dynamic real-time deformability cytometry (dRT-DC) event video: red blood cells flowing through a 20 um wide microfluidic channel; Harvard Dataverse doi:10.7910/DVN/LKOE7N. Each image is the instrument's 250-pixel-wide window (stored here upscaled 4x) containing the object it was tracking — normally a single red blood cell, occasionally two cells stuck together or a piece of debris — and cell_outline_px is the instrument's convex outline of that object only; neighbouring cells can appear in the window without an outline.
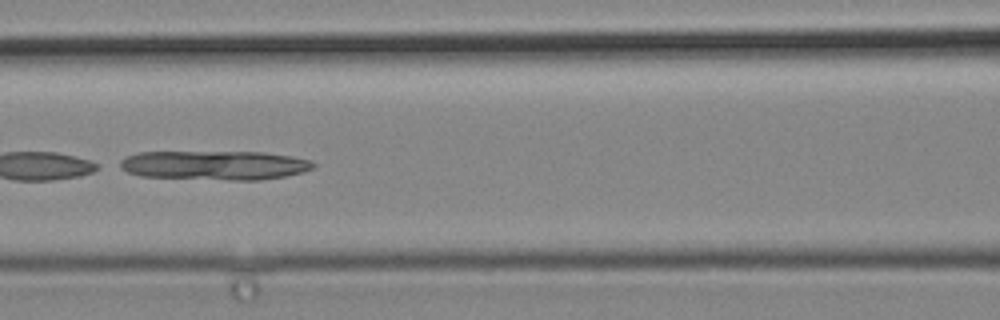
{"species": "common noctule bat (a hibernating species)", "species_latin": "Nyctalus noctula", "temperature_condition": "cold", "stored_images_in_passage": 5, "camera_frame_rate_fps": 3000, "um_per_image_px": 0.085, "animal": {"sex": "male", "body_mass_g": 19.2, "forearm_length_mm": 51.8}, "frame": {"image": 1, "passage_image": 5, "time_ms": 1.333, "image_size_px": [1000, 320], "cell_outline_px": [[316, 168], [304, 172], [284, 176], [260, 180], [232, 180], [140, 176], [128, 172], [120, 168], [120, 160], [136, 152], [264, 152], [292, 156], [312, 160], [316, 164]], "centroid_in_image_um": [18.3, 14.04], "position_along_channel_um": 148.3, "area_um2": 33.12}}